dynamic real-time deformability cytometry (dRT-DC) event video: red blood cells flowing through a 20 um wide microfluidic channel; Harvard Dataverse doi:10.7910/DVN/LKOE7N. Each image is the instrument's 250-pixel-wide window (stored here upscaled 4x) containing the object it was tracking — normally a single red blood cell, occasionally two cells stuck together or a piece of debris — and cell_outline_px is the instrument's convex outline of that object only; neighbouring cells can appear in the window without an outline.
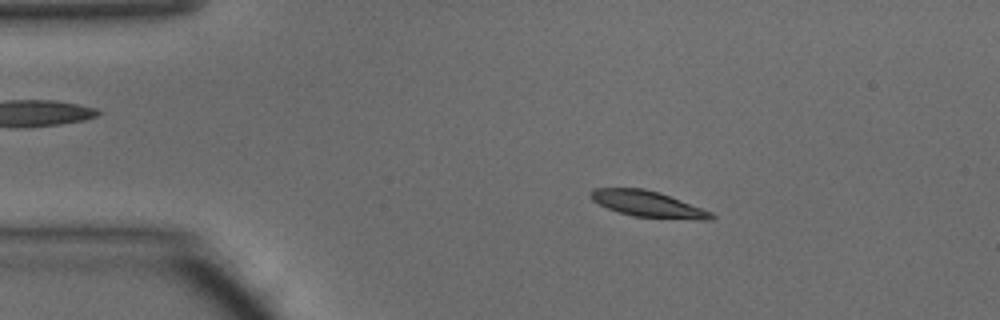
{"species": "common noctule bat (a hibernating species)", "species_latin": "Nyctalus noctula", "temperature_condition": "warm", "stored_images_in_passage": 48, "camera_frame_rate_fps": 3000, "um_per_image_px": 0.085, "animal": {"sex": "male", "body_mass_g": 15.6}, "frame": {"image": 1, "passage_image": 8, "time_ms": 2.333, "image_size_px": [1000, 320], "cell_outline_px": [[716, 216], [712, 220], [696, 220], [632, 216], [608, 208], [592, 200], [588, 196], [588, 192], [592, 188], [644, 188], [680, 200], [712, 212]], "centroid_in_image_um": [55.05, 17.35], "position_along_channel_um": 30.0, "area_um2": 18.21}}
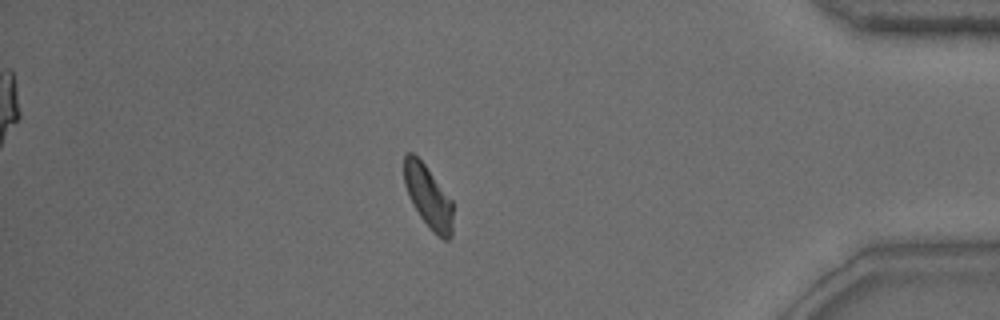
{"frame": {"image": 2, "passage_image": 41, "time_ms": 13.333, "image_size_px": [1000, 320], "cell_outline_px": [[452, 236], [448, 240], [444, 240], [432, 232], [420, 216], [412, 204], [404, 184], [404, 156], [408, 152], [412, 152], [424, 164], [452, 200]], "centroid_in_image_um": [36.39, 16.75], "position_along_channel_um": 398.8, "area_um2": 17.69}}
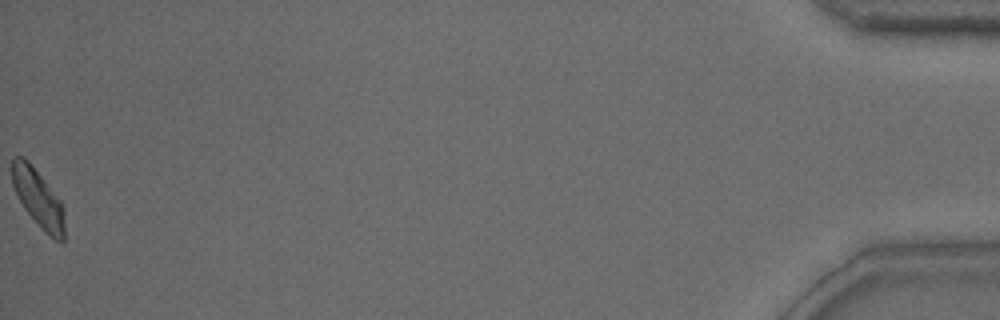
{"frame": {"image": 3, "passage_image": 48, "time_ms": 15.667, "image_size_px": [1000, 320], "cell_outline_px": [[64, 240], [56, 240], [44, 232], [24, 208], [12, 184], [12, 160], [16, 156], [24, 156], [28, 160], [60, 200], [64, 208]], "centroid_in_image_um": [3.24, 16.85], "position_along_channel_um": 432.0, "area_um2": 17.46}, "authors_computed_cell_mechanics": {"area_um2": 18.2359, "velocity_mm_per_s": 4.152, "shape_relaxation_time_tau1_ms": 2.4187, "shape_relaxation_time_tau2_ms": null, "deformation_change_tau1": 0.1097, "deformation_change_tau2": null}}